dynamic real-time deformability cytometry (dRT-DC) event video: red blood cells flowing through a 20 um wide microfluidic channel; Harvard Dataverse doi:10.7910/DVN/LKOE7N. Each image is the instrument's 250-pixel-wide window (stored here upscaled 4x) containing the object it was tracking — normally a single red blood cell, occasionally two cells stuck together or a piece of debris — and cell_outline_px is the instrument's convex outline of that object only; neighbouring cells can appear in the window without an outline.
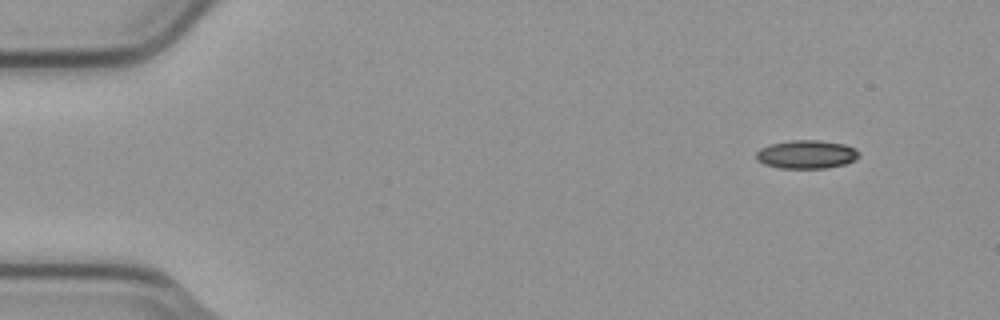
{"species": "common noctule bat (a hibernating species)", "species_latin": "Nyctalus noctula", "temperature_condition": "cold", "stored_images_in_passage": 4, "camera_frame_rate_fps": 3000, "um_per_image_px": 0.085, "animal": {"sex": "male", "body_mass_g": 23.1, "forearm_length_mm": 52.7}, "frame": {"image": 1, "passage_image": 1, "time_ms": 0.0, "image_size_px": [1000, 320], "cell_outline_px": [[860, 156], [856, 160], [844, 164], [824, 168], [780, 168], [764, 164], [756, 160], [756, 152], [760, 148], [768, 144], [788, 140], [816, 140], [844, 144], [856, 148], [860, 152]], "centroid_in_image_um": [68.54, 13.11], "position_along_channel_um": 16.5, "area_um2": 17.22}}
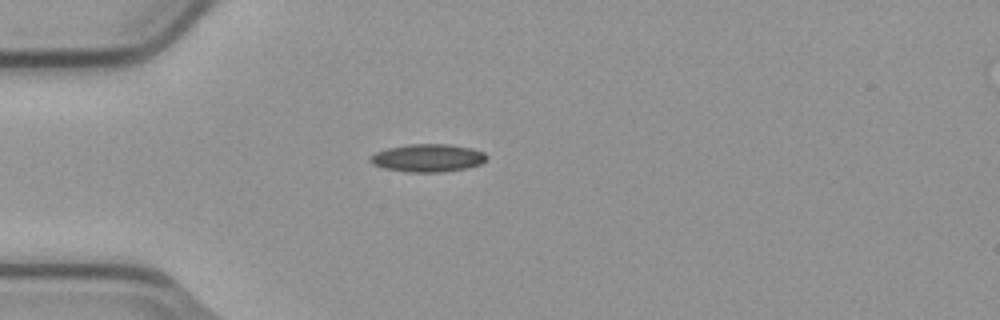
{"frame": {"image": 2, "passage_image": 4, "time_ms": 1.0, "image_size_px": [1000, 320], "cell_outline_px": [[488, 156], [480, 164], [464, 168], [440, 172], [408, 172], [384, 168], [372, 164], [368, 160], [368, 156], [376, 152], [388, 148], [408, 144], [448, 144], [472, 148], [484, 152]], "centroid_in_image_um": [36.32, 13.42], "position_along_channel_um": 48.7, "area_um2": 18.84}}